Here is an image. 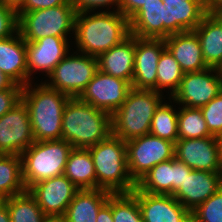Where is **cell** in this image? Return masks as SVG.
Segmentation results:
<instances>
[{
  "mask_svg": "<svg viewBox=\"0 0 222 222\" xmlns=\"http://www.w3.org/2000/svg\"><path fill=\"white\" fill-rule=\"evenodd\" d=\"M192 169L185 163L178 160L176 157L173 158V195L182 186L186 174H190Z\"/></svg>",
  "mask_w": 222,
  "mask_h": 222,
  "instance_id": "obj_40",
  "label": "cell"
},
{
  "mask_svg": "<svg viewBox=\"0 0 222 222\" xmlns=\"http://www.w3.org/2000/svg\"><path fill=\"white\" fill-rule=\"evenodd\" d=\"M70 2L74 6L76 13L96 12L97 9L99 12L100 10L102 12V9L106 7L105 12H107V10L111 12L112 9H114V12H117L119 11L120 4V0H70Z\"/></svg>",
  "mask_w": 222,
  "mask_h": 222,
  "instance_id": "obj_36",
  "label": "cell"
},
{
  "mask_svg": "<svg viewBox=\"0 0 222 222\" xmlns=\"http://www.w3.org/2000/svg\"><path fill=\"white\" fill-rule=\"evenodd\" d=\"M113 222H143L136 196L132 192L112 193Z\"/></svg>",
  "mask_w": 222,
  "mask_h": 222,
  "instance_id": "obj_33",
  "label": "cell"
},
{
  "mask_svg": "<svg viewBox=\"0 0 222 222\" xmlns=\"http://www.w3.org/2000/svg\"><path fill=\"white\" fill-rule=\"evenodd\" d=\"M207 9H222V0H207Z\"/></svg>",
  "mask_w": 222,
  "mask_h": 222,
  "instance_id": "obj_48",
  "label": "cell"
},
{
  "mask_svg": "<svg viewBox=\"0 0 222 222\" xmlns=\"http://www.w3.org/2000/svg\"><path fill=\"white\" fill-rule=\"evenodd\" d=\"M222 91V70L208 67L202 71L184 73L178 90L172 95L174 104L200 108Z\"/></svg>",
  "mask_w": 222,
  "mask_h": 222,
  "instance_id": "obj_10",
  "label": "cell"
},
{
  "mask_svg": "<svg viewBox=\"0 0 222 222\" xmlns=\"http://www.w3.org/2000/svg\"><path fill=\"white\" fill-rule=\"evenodd\" d=\"M46 216L64 215L79 189L65 176L52 177L28 190Z\"/></svg>",
  "mask_w": 222,
  "mask_h": 222,
  "instance_id": "obj_16",
  "label": "cell"
},
{
  "mask_svg": "<svg viewBox=\"0 0 222 222\" xmlns=\"http://www.w3.org/2000/svg\"><path fill=\"white\" fill-rule=\"evenodd\" d=\"M146 0H120L119 12L130 19L144 4Z\"/></svg>",
  "mask_w": 222,
  "mask_h": 222,
  "instance_id": "obj_41",
  "label": "cell"
},
{
  "mask_svg": "<svg viewBox=\"0 0 222 222\" xmlns=\"http://www.w3.org/2000/svg\"><path fill=\"white\" fill-rule=\"evenodd\" d=\"M88 149L94 163L96 189L128 193L136 188L128 171L125 141L111 134Z\"/></svg>",
  "mask_w": 222,
  "mask_h": 222,
  "instance_id": "obj_4",
  "label": "cell"
},
{
  "mask_svg": "<svg viewBox=\"0 0 222 222\" xmlns=\"http://www.w3.org/2000/svg\"><path fill=\"white\" fill-rule=\"evenodd\" d=\"M111 193L103 189L79 190L64 214L67 222H96Z\"/></svg>",
  "mask_w": 222,
  "mask_h": 222,
  "instance_id": "obj_25",
  "label": "cell"
},
{
  "mask_svg": "<svg viewBox=\"0 0 222 222\" xmlns=\"http://www.w3.org/2000/svg\"><path fill=\"white\" fill-rule=\"evenodd\" d=\"M136 196L143 222H179L189 211L173 195L149 194L137 187Z\"/></svg>",
  "mask_w": 222,
  "mask_h": 222,
  "instance_id": "obj_19",
  "label": "cell"
},
{
  "mask_svg": "<svg viewBox=\"0 0 222 222\" xmlns=\"http://www.w3.org/2000/svg\"><path fill=\"white\" fill-rule=\"evenodd\" d=\"M135 58V36L130 34L122 42L97 57L98 70L132 83Z\"/></svg>",
  "mask_w": 222,
  "mask_h": 222,
  "instance_id": "obj_23",
  "label": "cell"
},
{
  "mask_svg": "<svg viewBox=\"0 0 222 222\" xmlns=\"http://www.w3.org/2000/svg\"><path fill=\"white\" fill-rule=\"evenodd\" d=\"M168 99L170 102H167ZM167 100H164L156 109L150 125V134L176 143L178 140V108L175 107L178 106L172 105L171 98H167Z\"/></svg>",
  "mask_w": 222,
  "mask_h": 222,
  "instance_id": "obj_29",
  "label": "cell"
},
{
  "mask_svg": "<svg viewBox=\"0 0 222 222\" xmlns=\"http://www.w3.org/2000/svg\"><path fill=\"white\" fill-rule=\"evenodd\" d=\"M175 157L192 170L222 172L217 136L179 139L175 143Z\"/></svg>",
  "mask_w": 222,
  "mask_h": 222,
  "instance_id": "obj_14",
  "label": "cell"
},
{
  "mask_svg": "<svg viewBox=\"0 0 222 222\" xmlns=\"http://www.w3.org/2000/svg\"><path fill=\"white\" fill-rule=\"evenodd\" d=\"M64 4L72 3L70 0H25L23 6L17 12H31Z\"/></svg>",
  "mask_w": 222,
  "mask_h": 222,
  "instance_id": "obj_39",
  "label": "cell"
},
{
  "mask_svg": "<svg viewBox=\"0 0 222 222\" xmlns=\"http://www.w3.org/2000/svg\"><path fill=\"white\" fill-rule=\"evenodd\" d=\"M136 187L149 194L173 195V159L155 165Z\"/></svg>",
  "mask_w": 222,
  "mask_h": 222,
  "instance_id": "obj_28",
  "label": "cell"
},
{
  "mask_svg": "<svg viewBox=\"0 0 222 222\" xmlns=\"http://www.w3.org/2000/svg\"><path fill=\"white\" fill-rule=\"evenodd\" d=\"M18 32V15L13 9L0 1V39L8 38Z\"/></svg>",
  "mask_w": 222,
  "mask_h": 222,
  "instance_id": "obj_37",
  "label": "cell"
},
{
  "mask_svg": "<svg viewBox=\"0 0 222 222\" xmlns=\"http://www.w3.org/2000/svg\"><path fill=\"white\" fill-rule=\"evenodd\" d=\"M217 140H218V145H219L220 161H221V165H222V134L217 136Z\"/></svg>",
  "mask_w": 222,
  "mask_h": 222,
  "instance_id": "obj_50",
  "label": "cell"
},
{
  "mask_svg": "<svg viewBox=\"0 0 222 222\" xmlns=\"http://www.w3.org/2000/svg\"><path fill=\"white\" fill-rule=\"evenodd\" d=\"M130 34L138 38H166V8L162 0H146L129 19Z\"/></svg>",
  "mask_w": 222,
  "mask_h": 222,
  "instance_id": "obj_21",
  "label": "cell"
},
{
  "mask_svg": "<svg viewBox=\"0 0 222 222\" xmlns=\"http://www.w3.org/2000/svg\"><path fill=\"white\" fill-rule=\"evenodd\" d=\"M222 187V172L192 170L173 195L186 209L193 211Z\"/></svg>",
  "mask_w": 222,
  "mask_h": 222,
  "instance_id": "obj_17",
  "label": "cell"
},
{
  "mask_svg": "<svg viewBox=\"0 0 222 222\" xmlns=\"http://www.w3.org/2000/svg\"><path fill=\"white\" fill-rule=\"evenodd\" d=\"M73 147L65 140L35 141L21 153L22 178L29 190L43 180L64 175Z\"/></svg>",
  "mask_w": 222,
  "mask_h": 222,
  "instance_id": "obj_6",
  "label": "cell"
},
{
  "mask_svg": "<svg viewBox=\"0 0 222 222\" xmlns=\"http://www.w3.org/2000/svg\"><path fill=\"white\" fill-rule=\"evenodd\" d=\"M157 68V92L164 94L163 90H166V95L171 98L178 90L184 72L167 48L162 51Z\"/></svg>",
  "mask_w": 222,
  "mask_h": 222,
  "instance_id": "obj_31",
  "label": "cell"
},
{
  "mask_svg": "<svg viewBox=\"0 0 222 222\" xmlns=\"http://www.w3.org/2000/svg\"><path fill=\"white\" fill-rule=\"evenodd\" d=\"M0 71L15 84H28L26 41L19 32L0 39Z\"/></svg>",
  "mask_w": 222,
  "mask_h": 222,
  "instance_id": "obj_20",
  "label": "cell"
},
{
  "mask_svg": "<svg viewBox=\"0 0 222 222\" xmlns=\"http://www.w3.org/2000/svg\"><path fill=\"white\" fill-rule=\"evenodd\" d=\"M64 175L79 189H96L94 163L88 148H73Z\"/></svg>",
  "mask_w": 222,
  "mask_h": 222,
  "instance_id": "obj_26",
  "label": "cell"
},
{
  "mask_svg": "<svg viewBox=\"0 0 222 222\" xmlns=\"http://www.w3.org/2000/svg\"><path fill=\"white\" fill-rule=\"evenodd\" d=\"M70 98L48 87L42 80L22 88L21 100L29 111L35 141L62 139V116Z\"/></svg>",
  "mask_w": 222,
  "mask_h": 222,
  "instance_id": "obj_2",
  "label": "cell"
},
{
  "mask_svg": "<svg viewBox=\"0 0 222 222\" xmlns=\"http://www.w3.org/2000/svg\"><path fill=\"white\" fill-rule=\"evenodd\" d=\"M165 97L155 90L132 88L112 115V134L125 142L149 134L153 115Z\"/></svg>",
  "mask_w": 222,
  "mask_h": 222,
  "instance_id": "obj_5",
  "label": "cell"
},
{
  "mask_svg": "<svg viewBox=\"0 0 222 222\" xmlns=\"http://www.w3.org/2000/svg\"><path fill=\"white\" fill-rule=\"evenodd\" d=\"M0 222H11L7 205L0 200Z\"/></svg>",
  "mask_w": 222,
  "mask_h": 222,
  "instance_id": "obj_45",
  "label": "cell"
},
{
  "mask_svg": "<svg viewBox=\"0 0 222 222\" xmlns=\"http://www.w3.org/2000/svg\"><path fill=\"white\" fill-rule=\"evenodd\" d=\"M97 71V57L77 51L69 52L56 65L44 83L71 98H78Z\"/></svg>",
  "mask_w": 222,
  "mask_h": 222,
  "instance_id": "obj_8",
  "label": "cell"
},
{
  "mask_svg": "<svg viewBox=\"0 0 222 222\" xmlns=\"http://www.w3.org/2000/svg\"><path fill=\"white\" fill-rule=\"evenodd\" d=\"M6 7L18 11L24 4L25 0H0Z\"/></svg>",
  "mask_w": 222,
  "mask_h": 222,
  "instance_id": "obj_43",
  "label": "cell"
},
{
  "mask_svg": "<svg viewBox=\"0 0 222 222\" xmlns=\"http://www.w3.org/2000/svg\"><path fill=\"white\" fill-rule=\"evenodd\" d=\"M18 32L25 41L47 36L74 38L76 11L72 4H64L31 12H17ZM72 32V33H71Z\"/></svg>",
  "mask_w": 222,
  "mask_h": 222,
  "instance_id": "obj_7",
  "label": "cell"
},
{
  "mask_svg": "<svg viewBox=\"0 0 222 222\" xmlns=\"http://www.w3.org/2000/svg\"><path fill=\"white\" fill-rule=\"evenodd\" d=\"M34 142L29 111L21 100L0 117V154L21 155Z\"/></svg>",
  "mask_w": 222,
  "mask_h": 222,
  "instance_id": "obj_11",
  "label": "cell"
},
{
  "mask_svg": "<svg viewBox=\"0 0 222 222\" xmlns=\"http://www.w3.org/2000/svg\"><path fill=\"white\" fill-rule=\"evenodd\" d=\"M96 222H113L112 217V193L109 195L107 202L100 208Z\"/></svg>",
  "mask_w": 222,
  "mask_h": 222,
  "instance_id": "obj_42",
  "label": "cell"
},
{
  "mask_svg": "<svg viewBox=\"0 0 222 222\" xmlns=\"http://www.w3.org/2000/svg\"><path fill=\"white\" fill-rule=\"evenodd\" d=\"M22 88L14 84L10 89L0 91V117L21 101Z\"/></svg>",
  "mask_w": 222,
  "mask_h": 222,
  "instance_id": "obj_38",
  "label": "cell"
},
{
  "mask_svg": "<svg viewBox=\"0 0 222 222\" xmlns=\"http://www.w3.org/2000/svg\"><path fill=\"white\" fill-rule=\"evenodd\" d=\"M21 155L0 154V200L23 193Z\"/></svg>",
  "mask_w": 222,
  "mask_h": 222,
  "instance_id": "obj_27",
  "label": "cell"
},
{
  "mask_svg": "<svg viewBox=\"0 0 222 222\" xmlns=\"http://www.w3.org/2000/svg\"><path fill=\"white\" fill-rule=\"evenodd\" d=\"M166 8V38L193 31L208 14L207 0H162Z\"/></svg>",
  "mask_w": 222,
  "mask_h": 222,
  "instance_id": "obj_18",
  "label": "cell"
},
{
  "mask_svg": "<svg viewBox=\"0 0 222 222\" xmlns=\"http://www.w3.org/2000/svg\"><path fill=\"white\" fill-rule=\"evenodd\" d=\"M130 177L137 183L155 165L175 157V143L152 134L126 141Z\"/></svg>",
  "mask_w": 222,
  "mask_h": 222,
  "instance_id": "obj_9",
  "label": "cell"
},
{
  "mask_svg": "<svg viewBox=\"0 0 222 222\" xmlns=\"http://www.w3.org/2000/svg\"><path fill=\"white\" fill-rule=\"evenodd\" d=\"M2 201L7 205L11 222H43L46 217L28 190Z\"/></svg>",
  "mask_w": 222,
  "mask_h": 222,
  "instance_id": "obj_30",
  "label": "cell"
},
{
  "mask_svg": "<svg viewBox=\"0 0 222 222\" xmlns=\"http://www.w3.org/2000/svg\"><path fill=\"white\" fill-rule=\"evenodd\" d=\"M93 13H76L72 42L77 52L98 57L130 35V23L119 11Z\"/></svg>",
  "mask_w": 222,
  "mask_h": 222,
  "instance_id": "obj_1",
  "label": "cell"
},
{
  "mask_svg": "<svg viewBox=\"0 0 222 222\" xmlns=\"http://www.w3.org/2000/svg\"><path fill=\"white\" fill-rule=\"evenodd\" d=\"M179 222H198V220L193 211H188Z\"/></svg>",
  "mask_w": 222,
  "mask_h": 222,
  "instance_id": "obj_47",
  "label": "cell"
},
{
  "mask_svg": "<svg viewBox=\"0 0 222 222\" xmlns=\"http://www.w3.org/2000/svg\"><path fill=\"white\" fill-rule=\"evenodd\" d=\"M164 39L135 36V58L132 88L157 91V67L165 49Z\"/></svg>",
  "mask_w": 222,
  "mask_h": 222,
  "instance_id": "obj_15",
  "label": "cell"
},
{
  "mask_svg": "<svg viewBox=\"0 0 222 222\" xmlns=\"http://www.w3.org/2000/svg\"><path fill=\"white\" fill-rule=\"evenodd\" d=\"M15 83L0 71V91L10 89Z\"/></svg>",
  "mask_w": 222,
  "mask_h": 222,
  "instance_id": "obj_44",
  "label": "cell"
},
{
  "mask_svg": "<svg viewBox=\"0 0 222 222\" xmlns=\"http://www.w3.org/2000/svg\"><path fill=\"white\" fill-rule=\"evenodd\" d=\"M112 134V115L81 101L70 98L62 116V140L73 148H88Z\"/></svg>",
  "mask_w": 222,
  "mask_h": 222,
  "instance_id": "obj_3",
  "label": "cell"
},
{
  "mask_svg": "<svg viewBox=\"0 0 222 222\" xmlns=\"http://www.w3.org/2000/svg\"><path fill=\"white\" fill-rule=\"evenodd\" d=\"M164 40L165 47L171 52L184 73L208 68L203 59L200 40L194 31L172 34Z\"/></svg>",
  "mask_w": 222,
  "mask_h": 222,
  "instance_id": "obj_22",
  "label": "cell"
},
{
  "mask_svg": "<svg viewBox=\"0 0 222 222\" xmlns=\"http://www.w3.org/2000/svg\"><path fill=\"white\" fill-rule=\"evenodd\" d=\"M67 38L47 36L33 42L26 41L28 83L34 81L38 71L42 72V76L48 77L56 65L71 51L72 43Z\"/></svg>",
  "mask_w": 222,
  "mask_h": 222,
  "instance_id": "obj_13",
  "label": "cell"
},
{
  "mask_svg": "<svg viewBox=\"0 0 222 222\" xmlns=\"http://www.w3.org/2000/svg\"><path fill=\"white\" fill-rule=\"evenodd\" d=\"M200 110L209 132L213 136L222 134V91Z\"/></svg>",
  "mask_w": 222,
  "mask_h": 222,
  "instance_id": "obj_35",
  "label": "cell"
},
{
  "mask_svg": "<svg viewBox=\"0 0 222 222\" xmlns=\"http://www.w3.org/2000/svg\"><path fill=\"white\" fill-rule=\"evenodd\" d=\"M208 13L216 16L222 22V9H207Z\"/></svg>",
  "mask_w": 222,
  "mask_h": 222,
  "instance_id": "obj_49",
  "label": "cell"
},
{
  "mask_svg": "<svg viewBox=\"0 0 222 222\" xmlns=\"http://www.w3.org/2000/svg\"><path fill=\"white\" fill-rule=\"evenodd\" d=\"M213 136L203 118L200 108L178 107V140Z\"/></svg>",
  "mask_w": 222,
  "mask_h": 222,
  "instance_id": "obj_32",
  "label": "cell"
},
{
  "mask_svg": "<svg viewBox=\"0 0 222 222\" xmlns=\"http://www.w3.org/2000/svg\"><path fill=\"white\" fill-rule=\"evenodd\" d=\"M193 212L198 222H222V187Z\"/></svg>",
  "mask_w": 222,
  "mask_h": 222,
  "instance_id": "obj_34",
  "label": "cell"
},
{
  "mask_svg": "<svg viewBox=\"0 0 222 222\" xmlns=\"http://www.w3.org/2000/svg\"><path fill=\"white\" fill-rule=\"evenodd\" d=\"M131 83L97 71L78 97L93 107L113 115L126 100Z\"/></svg>",
  "mask_w": 222,
  "mask_h": 222,
  "instance_id": "obj_12",
  "label": "cell"
},
{
  "mask_svg": "<svg viewBox=\"0 0 222 222\" xmlns=\"http://www.w3.org/2000/svg\"><path fill=\"white\" fill-rule=\"evenodd\" d=\"M43 222H67L64 215L46 216Z\"/></svg>",
  "mask_w": 222,
  "mask_h": 222,
  "instance_id": "obj_46",
  "label": "cell"
},
{
  "mask_svg": "<svg viewBox=\"0 0 222 222\" xmlns=\"http://www.w3.org/2000/svg\"><path fill=\"white\" fill-rule=\"evenodd\" d=\"M193 31L200 40L206 65L222 69V22L208 13Z\"/></svg>",
  "mask_w": 222,
  "mask_h": 222,
  "instance_id": "obj_24",
  "label": "cell"
}]
</instances>
